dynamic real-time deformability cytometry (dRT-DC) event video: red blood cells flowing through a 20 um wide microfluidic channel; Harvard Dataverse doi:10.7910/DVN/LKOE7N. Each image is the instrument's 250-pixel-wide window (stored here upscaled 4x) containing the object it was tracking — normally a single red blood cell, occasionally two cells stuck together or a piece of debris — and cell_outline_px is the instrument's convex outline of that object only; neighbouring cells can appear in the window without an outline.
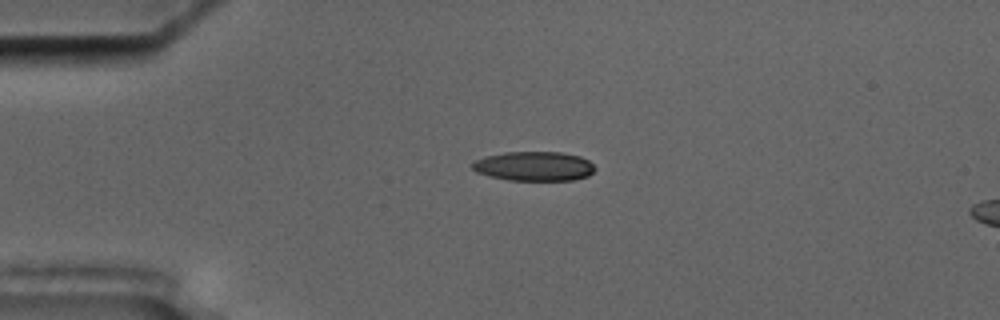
{"species": "common noctule bat (a hibernating species)", "species_latin": "Nyctalus noctula", "temperature_condition": "cold", "stored_images_in_passage": 4, "camera_frame_rate_fps": 3000, "um_per_image_px": 0.085, "animal": {"sex": "male", "body_mass_g": 17.5, "forearm_length_mm": 52.3}, "frame": {"image": 1, "passage_image": 2, "time_ms": 1.0, "image_size_px": [1000, 320], "cell_outline_px": [[596, 168], [588, 176], [572, 180], [508, 180], [488, 176], [476, 172], [472, 168], [472, 164], [476, 160], [488, 156], [504, 152], [560, 152], [580, 156], [588, 160]], "centroid_in_image_um": [45.4, 14.13], "position_along_channel_um": 39.6, "area_um2": 20.92}}